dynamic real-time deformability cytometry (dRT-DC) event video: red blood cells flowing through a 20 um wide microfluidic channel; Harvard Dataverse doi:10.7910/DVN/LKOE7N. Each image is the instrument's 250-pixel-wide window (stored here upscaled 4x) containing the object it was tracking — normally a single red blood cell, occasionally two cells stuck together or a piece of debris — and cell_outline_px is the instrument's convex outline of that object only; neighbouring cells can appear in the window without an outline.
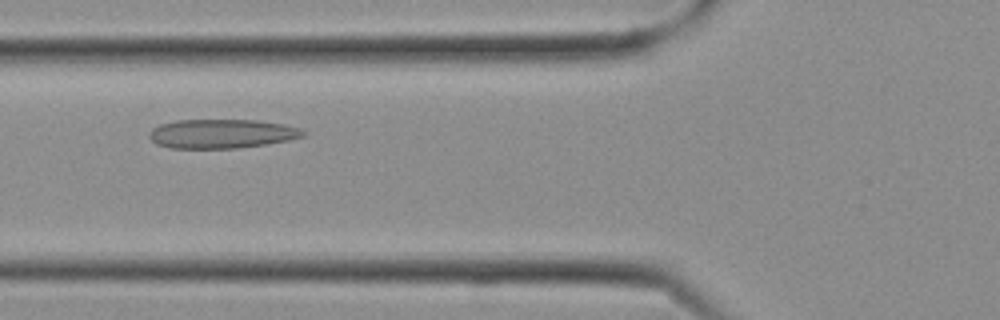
{"species": "Egyptian fruit bat (a non-hibernating species)", "species_latin": "Rousettus aegyptiacus", "temperature_condition": "cold", "stored_images_in_passage": 10, "camera_frame_rate_fps": 3000, "um_per_image_px": 0.085, "frame": {"image": 1, "passage_image": 7, "time_ms": 2.0, "image_size_px": [1000, 320], "cell_outline_px": [[308, 132], [304, 136], [288, 140], [268, 144], [240, 148], [172, 148], [156, 144], [148, 136], [148, 132], [152, 128], [160, 124], [176, 120], [256, 120], [284, 124], [300, 128]], "centroid_in_image_um": [18.85, 11.36], "position_along_channel_um": 106.9, "area_um2": 26.3}}
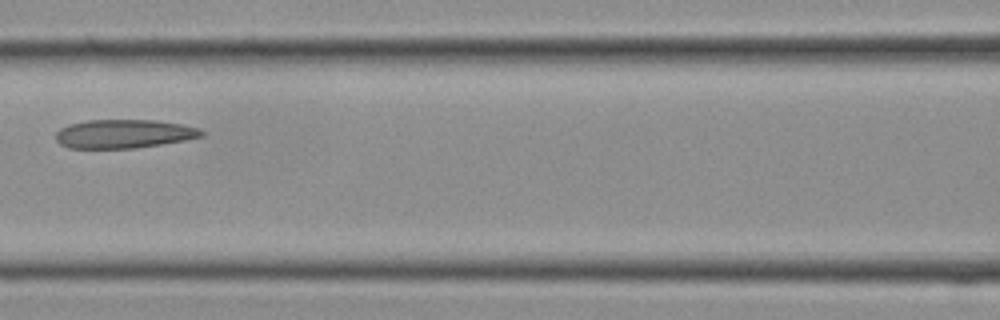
{"frame": {"image": 2, "passage_image": 9, "time_ms": 2.667, "image_size_px": [1000, 320], "cell_outline_px": [[204, 136], [184, 140], [136, 148], [68, 148], [60, 144], [56, 140], [56, 132], [60, 128], [68, 124], [88, 120], [156, 120], [180, 124], [200, 128], [204, 132]], "centroid_in_image_um": [10.51, 11.37], "position_along_channel_um": 156.1, "area_um2": 24.39}}